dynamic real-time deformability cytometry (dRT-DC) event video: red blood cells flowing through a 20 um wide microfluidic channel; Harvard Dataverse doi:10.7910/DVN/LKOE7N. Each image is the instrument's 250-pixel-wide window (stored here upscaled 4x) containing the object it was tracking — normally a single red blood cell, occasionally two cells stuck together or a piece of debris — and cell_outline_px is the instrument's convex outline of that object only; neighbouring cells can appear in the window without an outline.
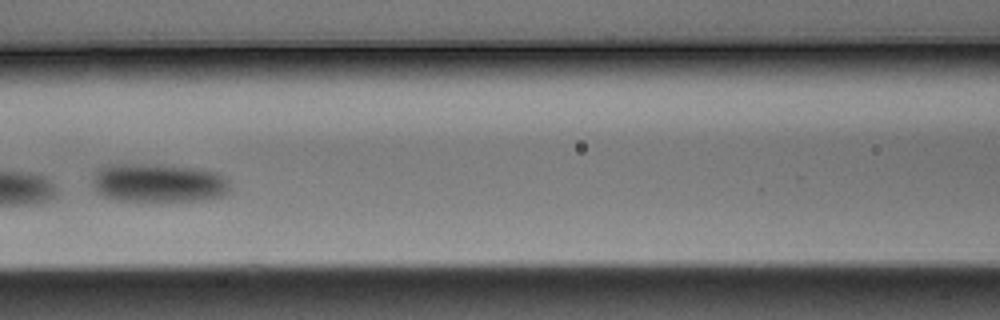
{"species": "Egyptian fruit bat (a non-hibernating species)", "species_latin": "Rousettus aegyptiacus", "temperature_condition": "warm", "stored_images_in_passage": 9, "camera_frame_rate_fps": 3000, "um_per_image_px": 0.085, "animal": {"sex": "male"}, "frame": {"image": 1, "passage_image": 7, "time_ms": 2.0, "image_size_px": [1000, 320], "cell_outline_px": [[228, 192], [224, 196], [208, 200], [120, 200], [104, 196], [96, 192], [92, 184], [92, 180], [96, 168], [108, 164], [160, 164], [204, 168], [216, 172], [224, 176], [228, 180]], "centroid_in_image_um": [13.47, 15.52], "position_along_channel_um": 153.1, "area_um2": 31.44}}
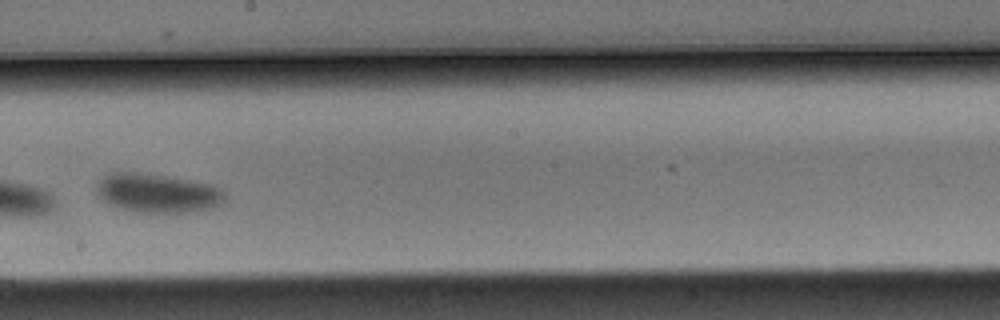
{"frame": {"image": 2, "passage_image": 9, "time_ms": 2.667, "image_size_px": [1000, 320], "cell_outline_px": [[228, 200], [212, 208], [188, 212], [132, 212], [108, 204], [100, 200], [96, 196], [96, 184], [108, 172], [152, 172], [196, 180], [216, 184], [228, 192]], "centroid_in_image_um": [13.44, 16.38], "position_along_channel_um": 234.8, "area_um2": 30.58}}